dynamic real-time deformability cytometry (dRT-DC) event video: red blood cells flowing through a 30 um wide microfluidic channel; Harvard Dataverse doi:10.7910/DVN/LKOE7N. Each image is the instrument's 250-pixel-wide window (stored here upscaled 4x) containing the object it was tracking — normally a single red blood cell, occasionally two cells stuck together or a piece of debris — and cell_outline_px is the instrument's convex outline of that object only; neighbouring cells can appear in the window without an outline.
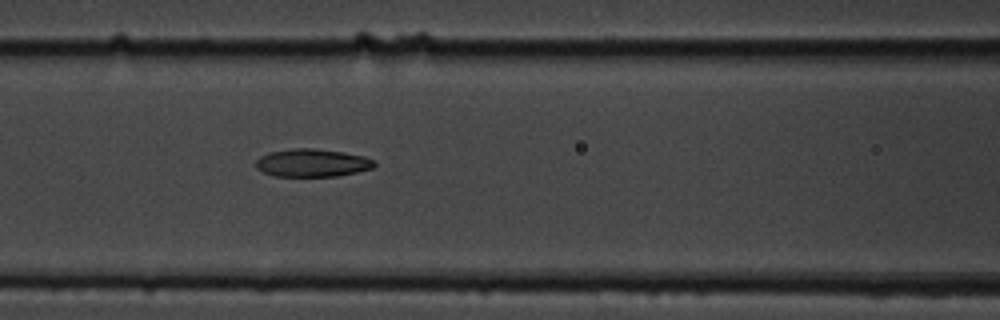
{"species": "common noctule bat (a hibernating species)", "species_latin": "Nyctalus noctula", "temperature_condition": "cold", "stored_images_in_passage": 8, "segment_of_instrument_passage": [1, 2], "camera_frame_rate_fps": 3000, "um_per_image_px": 0.085, "animal": {"sex": "male", "body_mass_g": 19.5, "forearm_length_mm": 54.6}, "frame": {"image": 1, "passage_image": 7, "time_ms": 7.0, "image_size_px": [1000, 320], "cell_outline_px": [[376, 164], [372, 168], [340, 176], [276, 176], [264, 172], [256, 168], [256, 160], [260, 156], [268, 152], [292, 148], [316, 148], [344, 152], [364, 156], [372, 160]], "centroid_in_image_um": [26.52, 13.83], "position_along_channel_um": 140.1, "area_um2": 19.31}}